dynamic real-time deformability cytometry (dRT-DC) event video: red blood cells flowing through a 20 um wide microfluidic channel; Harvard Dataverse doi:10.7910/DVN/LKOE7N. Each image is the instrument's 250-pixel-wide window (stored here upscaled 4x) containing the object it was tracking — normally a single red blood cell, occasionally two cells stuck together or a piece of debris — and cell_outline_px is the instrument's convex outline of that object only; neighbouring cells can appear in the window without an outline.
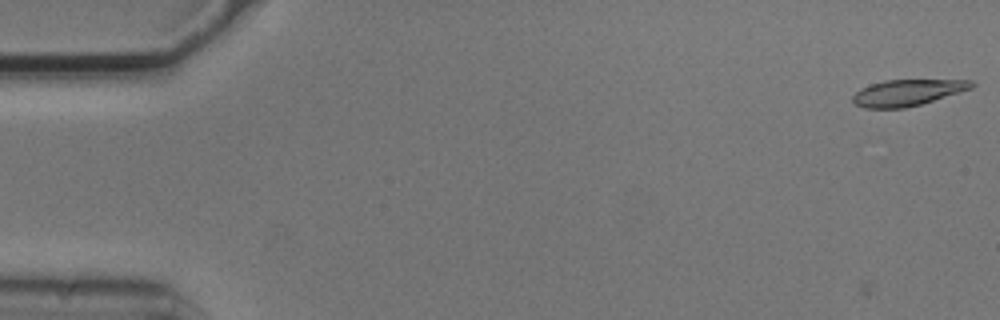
{"species": "common noctule bat (a hibernating species)", "species_latin": "Nyctalus noctula", "temperature_condition": "cold", "stored_images_in_passage": 4, "camera_frame_rate_fps": 3000, "um_per_image_px": 0.085, "animal": {"sex": "male", "body_mass_g": 20.5, "forearm_length_mm": 52.5}, "frame": {"image": 1, "passage_image": 1, "time_ms": 0.0, "image_size_px": [1000, 320], "cell_outline_px": [[976, 84], [972, 88], [920, 104], [904, 108], [864, 108], [856, 104], [852, 100], [852, 96], [860, 88], [884, 80], [972, 80]], "centroid_in_image_um": [77.11, 7.87], "position_along_channel_um": 7.9, "area_um2": 17.98}}
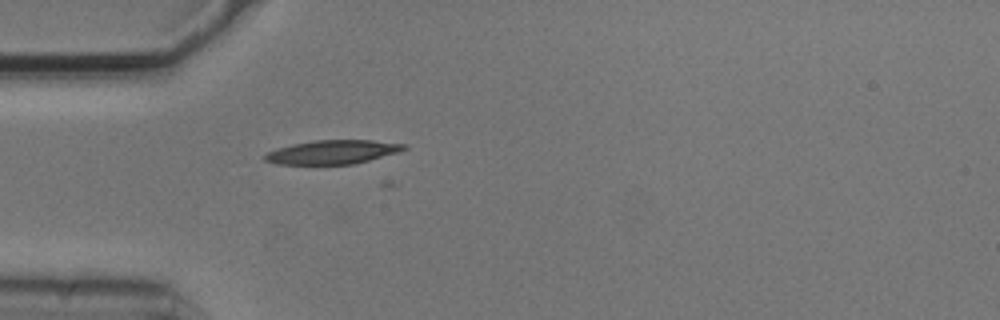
{"frame": {"image": 2, "passage_image": 4, "time_ms": 1.0, "image_size_px": [1000, 320], "cell_outline_px": [[408, 148], [396, 152], [356, 164], [276, 164], [264, 160], [264, 156], [268, 152], [276, 148], [292, 144], [316, 140], [372, 140], [408, 144]], "centroid_in_image_um": [28.27, 12.92], "position_along_channel_um": 56.7, "area_um2": 19.31}}